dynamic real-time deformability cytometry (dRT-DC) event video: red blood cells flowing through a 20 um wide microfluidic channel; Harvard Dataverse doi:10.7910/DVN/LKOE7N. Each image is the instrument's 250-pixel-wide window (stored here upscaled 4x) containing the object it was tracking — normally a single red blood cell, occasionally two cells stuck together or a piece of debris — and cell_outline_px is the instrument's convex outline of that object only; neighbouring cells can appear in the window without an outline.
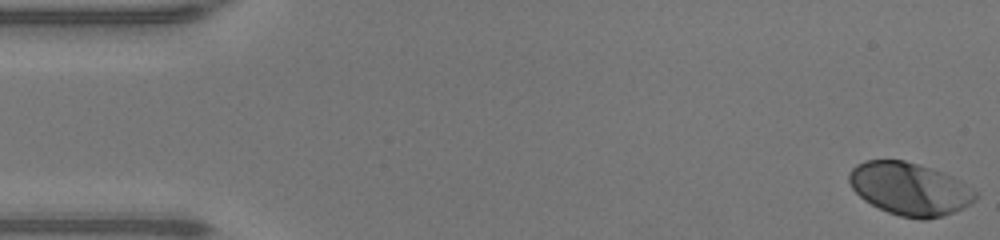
{"species": "human", "species_latin": "Homo sapiens", "temperature_condition": "warm", "stored_images_in_passage": 48, "camera_frame_rate_fps": 3000, "um_per_image_px": 0.085, "donor": {"sex": "male"}, "frame": {"image": 1, "passage_image": 1, "time_ms": 0.0, "image_size_px": [1000, 240], "cell_outline_px": [[980, 196], [976, 200], [964, 208], [944, 216], [924, 220], [920, 220], [900, 216], [888, 212], [864, 200], [852, 188], [848, 180], [848, 172], [856, 164], [864, 160], [904, 160], [920, 164], [944, 172], [960, 180], [980, 192]], "centroid_in_image_um": [77.37, 16.05], "position_along_channel_um": 7.6, "area_um2": 39.42}}
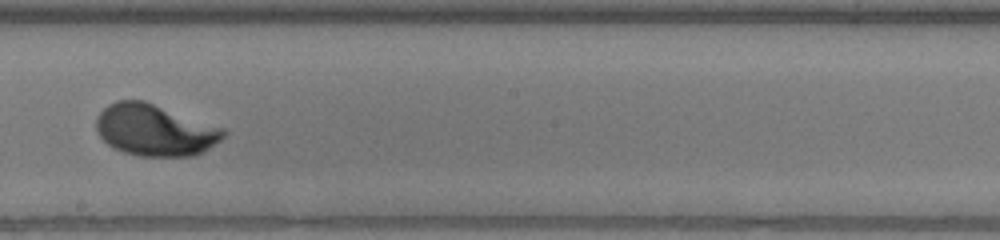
{"frame": {"image": 2, "passage_image": 27, "time_ms": 8.667, "image_size_px": [1000, 240], "cell_outline_px": [[228, 132], [220, 140], [196, 156], [140, 156], [124, 152], [112, 148], [96, 132], [96, 116], [108, 104], [116, 100], [144, 100], [224, 128]], "centroid_in_image_um": [13.14, 11.05], "position_along_channel_um": 235.1, "area_um2": 38.32}}
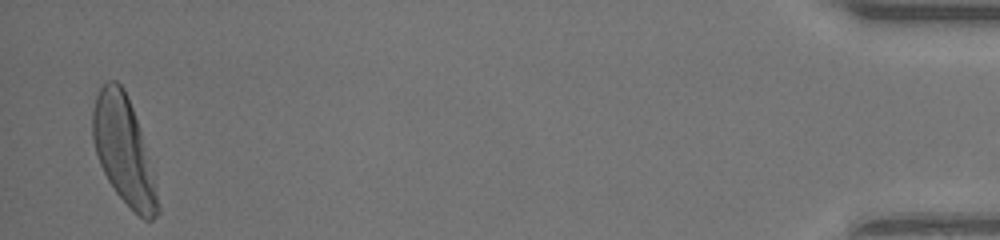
{"frame": {"image": 3, "passage_image": 47, "time_ms": 15.333, "image_size_px": [1000, 240], "cell_outline_px": [[160, 212], [152, 220], [144, 220], [116, 192], [108, 180], [100, 164], [96, 152], [92, 136], [92, 112], [96, 96], [104, 80], [116, 80], [124, 88], [132, 108], [140, 132], [160, 208]], "centroid_in_image_um": [10.46, 12.74], "position_along_channel_um": 424.7, "area_um2": 39.25}, "authors_computed_cell_mechanics": {"area_um2": 38.2925, "velocity_mm_per_s": 4.2921, "shape_relaxation_time_tau1_ms": 2.2282, "shape_relaxation_time_tau2_ms": null, "deformation_change_tau1": 0.1711, "deformation_change_tau2": null}}